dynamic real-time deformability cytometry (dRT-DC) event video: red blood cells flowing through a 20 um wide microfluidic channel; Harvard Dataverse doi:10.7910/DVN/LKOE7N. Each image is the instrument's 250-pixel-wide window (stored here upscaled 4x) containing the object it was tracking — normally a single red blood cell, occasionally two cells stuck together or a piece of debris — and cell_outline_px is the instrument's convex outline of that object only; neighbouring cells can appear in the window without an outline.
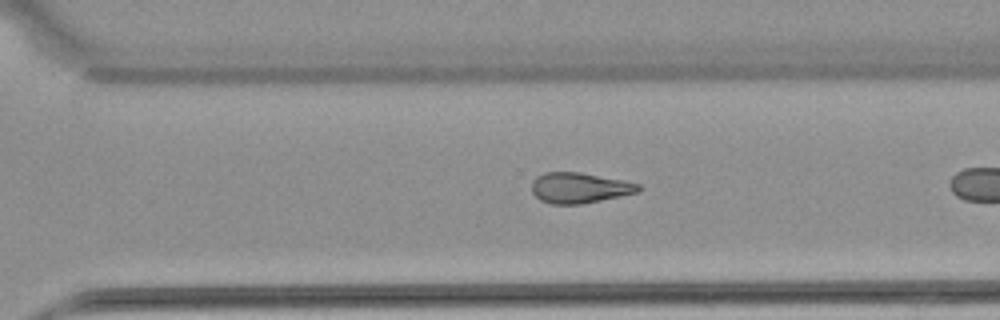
{"species": "common noctule bat (a hibernating species)", "species_latin": "Nyctalus noctula", "temperature_condition": "warm", "stored_images_in_passage": 32, "camera_frame_rate_fps": 3000, "um_per_image_px": 0.085, "animal": {"sex": "female", "body_mass_g": 22.7, "forearm_length_mm": 54.2}, "frame": {"image": 1, "passage_image": 28, "time_ms": 9.0, "image_size_px": [1000, 320], "cell_outline_px": [[644, 188], [640, 192], [580, 204], [552, 204], [540, 200], [532, 192], [532, 180], [536, 176], [544, 172], [580, 172], [624, 180], [640, 184]], "centroid_in_image_um": [49.28, 15.96], "position_along_channel_um": 321.3, "area_um2": 19.13}}